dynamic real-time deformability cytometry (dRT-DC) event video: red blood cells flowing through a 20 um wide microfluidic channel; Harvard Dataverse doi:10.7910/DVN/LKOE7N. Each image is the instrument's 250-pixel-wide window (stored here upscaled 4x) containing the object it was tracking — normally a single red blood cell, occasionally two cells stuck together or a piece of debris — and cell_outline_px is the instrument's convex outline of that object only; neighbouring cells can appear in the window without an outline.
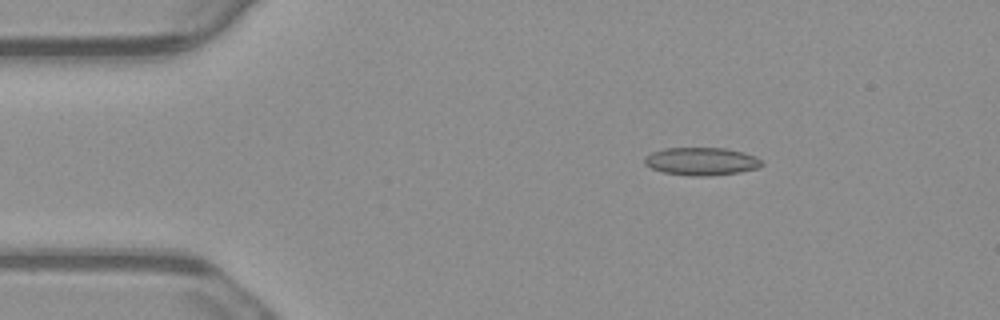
{"species": "common noctule bat (a hibernating species)", "species_latin": "Nyctalus noctula", "temperature_condition": "warm", "stored_images_in_passage": 4, "camera_frame_rate_fps": 3000, "um_per_image_px": 0.085, "animal": {"sex": "male", "body_mass_g": 23.1, "forearm_length_mm": 52.7}, "frame": {"image": 1, "passage_image": 2, "time_ms": 0.333, "image_size_px": [1000, 320], "cell_outline_px": [[764, 164], [756, 168], [740, 172], [712, 176], [692, 176], [664, 172], [652, 168], [644, 164], [644, 156], [652, 152], [664, 148], [724, 148], [744, 152], [756, 156], [764, 160]], "centroid_in_image_um": [59.65, 13.71], "position_along_channel_um": 25.4, "area_um2": 19.19}}